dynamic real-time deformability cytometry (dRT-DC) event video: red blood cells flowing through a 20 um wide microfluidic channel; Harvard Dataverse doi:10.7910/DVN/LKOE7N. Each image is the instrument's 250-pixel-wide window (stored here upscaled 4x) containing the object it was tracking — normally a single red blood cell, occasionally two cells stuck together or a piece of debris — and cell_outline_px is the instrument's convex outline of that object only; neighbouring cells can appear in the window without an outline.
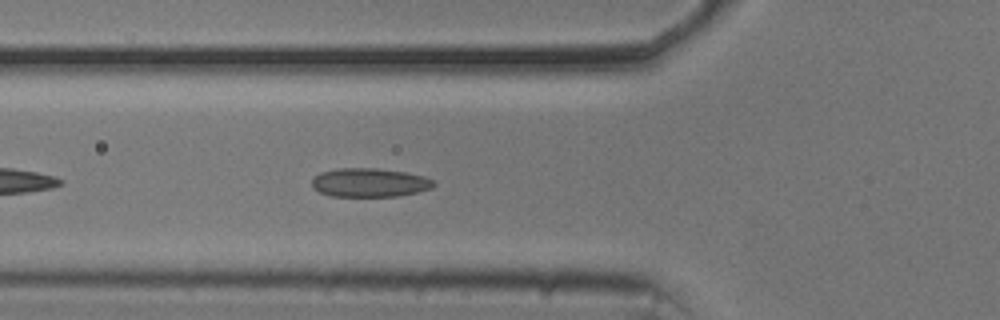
{"species": "common noctule bat (a hibernating species)", "species_latin": "Nyctalus noctula", "temperature_condition": "cold", "stored_images_in_passage": 42, "camera_frame_rate_fps": 3000, "um_per_image_px": 0.085, "animal": {"sex": "male", "body_mass_g": 20.5, "forearm_length_mm": 52.5}, "frame": {"image": 1, "passage_image": 6, "time_ms": 1.667, "image_size_px": [1000, 320], "cell_outline_px": [[436, 184], [432, 188], [400, 196], [332, 196], [320, 192], [312, 188], [312, 176], [320, 172], [336, 168], [380, 168], [408, 172], [424, 176], [436, 180]], "centroid_in_image_um": [31.43, 15.5], "position_along_channel_um": 94.4, "area_um2": 20.81}}
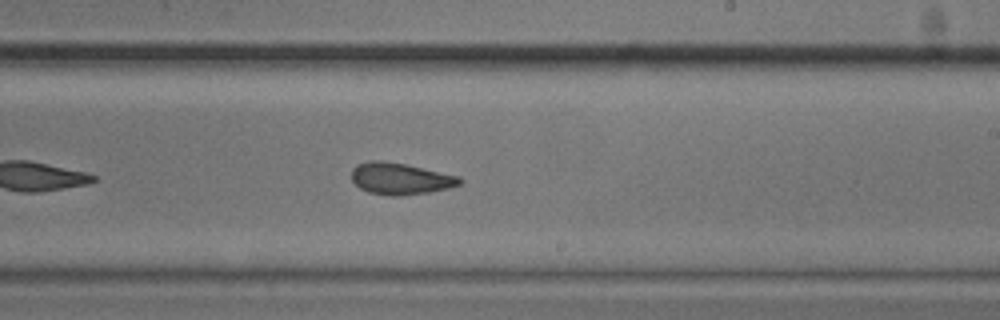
{"frame": {"image": 2, "passage_image": 19, "time_ms": 6.0, "image_size_px": [1000, 320], "cell_outline_px": [[464, 184], [448, 188], [428, 192], [400, 196], [392, 196], [368, 192], [360, 188], [352, 180], [352, 168], [356, 164], [372, 160], [380, 160], [404, 164], [460, 176], [464, 180]], "centroid_in_image_um": [34.05, 15.19], "position_along_channel_um": 254.9, "area_um2": 20.0}}
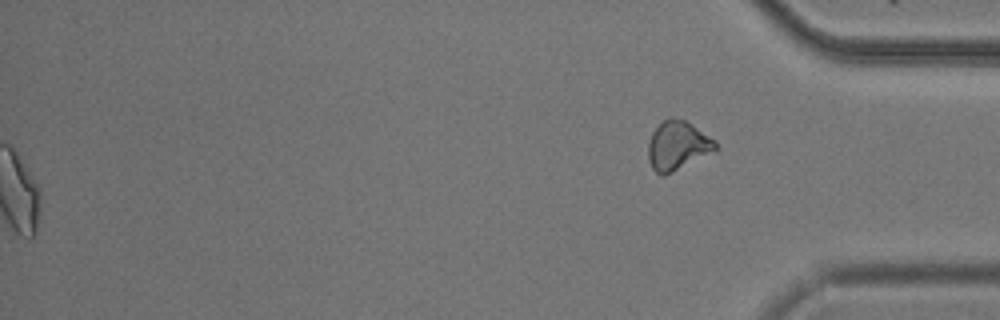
{"frame": {"image": 3, "passage_image": 42, "time_ms": 13.667, "image_size_px": [1000, 320], "cell_outline_px": [[720, 148], [716, 152], [664, 176], [660, 176], [652, 168], [648, 156], [648, 140], [652, 132], [668, 116], [672, 116], [684, 120], [716, 140]], "centroid_in_image_um": [57.63, 12.39], "position_along_channel_um": 377.6, "area_um2": 19.59}, "authors_computed_cell_mechanics": {"area_um2": 20.1144, "velocity_mm_per_s": 3.6825, "shape_relaxation_time_tau1_ms": 4.8092, "shape_relaxation_time_tau2_ms": 2.6048, "deformation_change_tau1": 0.0954, "deformation_change_tau2": 0.0883}}